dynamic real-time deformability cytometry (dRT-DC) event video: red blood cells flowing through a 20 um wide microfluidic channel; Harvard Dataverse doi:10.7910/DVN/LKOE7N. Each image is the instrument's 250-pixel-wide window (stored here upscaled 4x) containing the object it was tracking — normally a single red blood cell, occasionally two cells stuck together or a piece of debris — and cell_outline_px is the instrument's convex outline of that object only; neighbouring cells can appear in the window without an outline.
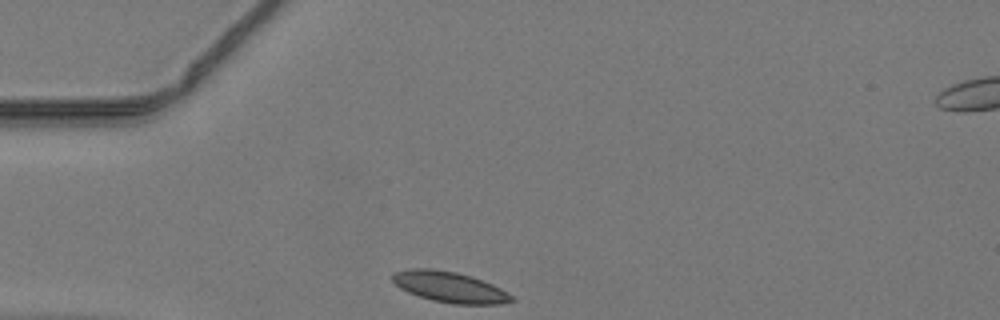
{"species": "common noctule bat (a hibernating species)", "species_latin": "Nyctalus noctula", "temperature_condition": "warm", "stored_images_in_passage": 29, "camera_frame_rate_fps": 3000, "um_per_image_px": 0.085, "animal": {"sex": "male", "body_mass_g": 19.2, "forearm_length_mm": 51.8}, "frame": {"image": 1, "passage_image": 1, "time_ms": 0.0, "image_size_px": [1000, 320], "cell_outline_px": [[516, 300], [500, 304], [452, 304], [432, 300], [408, 292], [400, 288], [392, 280], [392, 272], [412, 268], [432, 268], [456, 272], [472, 276], [492, 284], [500, 288], [512, 296]], "centroid_in_image_um": [38.21, 24.39], "position_along_channel_um": 46.8, "area_um2": 21.33}}
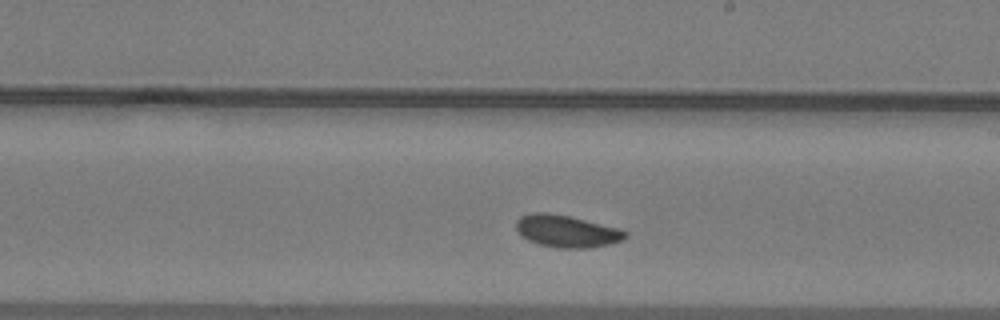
{"frame": {"image": 2, "passage_image": 16, "time_ms": 5.0, "image_size_px": [1000, 320], "cell_outline_px": [[628, 236], [624, 240], [608, 244], [588, 248], [560, 248], [540, 244], [528, 240], [520, 236], [516, 232], [516, 220], [520, 216], [532, 212], [548, 212], [568, 216], [620, 228], [628, 232]], "centroid_in_image_um": [48.15, 19.64], "position_along_channel_um": 240.8, "area_um2": 20.63}}
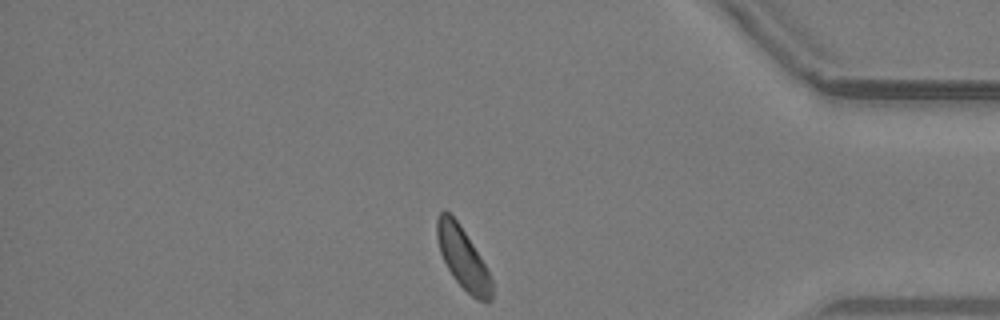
{"frame": {"image": 3, "passage_image": 29, "time_ms": 9.333, "image_size_px": [1000, 320], "cell_outline_px": [[492, 300], [488, 304], [476, 300], [452, 276], [440, 252], [436, 236], [436, 220], [440, 212], [444, 208], [456, 220], [480, 256], [492, 280]], "centroid_in_image_um": [39.34, 21.96], "position_along_channel_um": 395.9, "area_um2": 19.42}}